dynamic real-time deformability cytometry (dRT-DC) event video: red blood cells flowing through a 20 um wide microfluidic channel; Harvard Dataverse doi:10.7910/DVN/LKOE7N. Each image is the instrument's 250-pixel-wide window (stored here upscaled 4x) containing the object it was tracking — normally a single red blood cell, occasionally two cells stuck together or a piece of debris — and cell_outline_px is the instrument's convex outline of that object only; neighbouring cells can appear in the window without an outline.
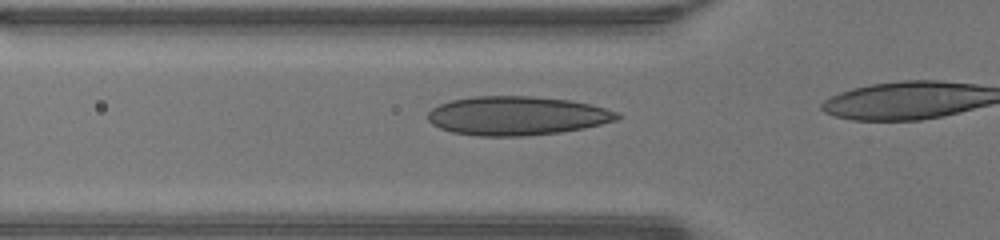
{"species": "human", "species_latin": "Homo sapiens", "temperature_condition": "warm", "stored_images_in_passage": 6, "camera_frame_rate_fps": 3000, "um_per_image_px": 0.085, "donor": {"sex": "male"}, "frame": {"image": 1, "passage_image": 4, "time_ms": 1.0, "image_size_px": [1000, 240], "cell_outline_px": [[624, 116], [616, 120], [584, 128], [560, 132], [520, 136], [480, 136], [452, 132], [440, 128], [432, 124], [428, 120], [428, 112], [432, 108], [440, 104], [452, 100], [472, 96], [532, 96], [568, 100], [592, 104], [616, 112]], "centroid_in_image_um": [43.93, 9.83], "position_along_channel_um": 81.9, "area_um2": 42.83}}